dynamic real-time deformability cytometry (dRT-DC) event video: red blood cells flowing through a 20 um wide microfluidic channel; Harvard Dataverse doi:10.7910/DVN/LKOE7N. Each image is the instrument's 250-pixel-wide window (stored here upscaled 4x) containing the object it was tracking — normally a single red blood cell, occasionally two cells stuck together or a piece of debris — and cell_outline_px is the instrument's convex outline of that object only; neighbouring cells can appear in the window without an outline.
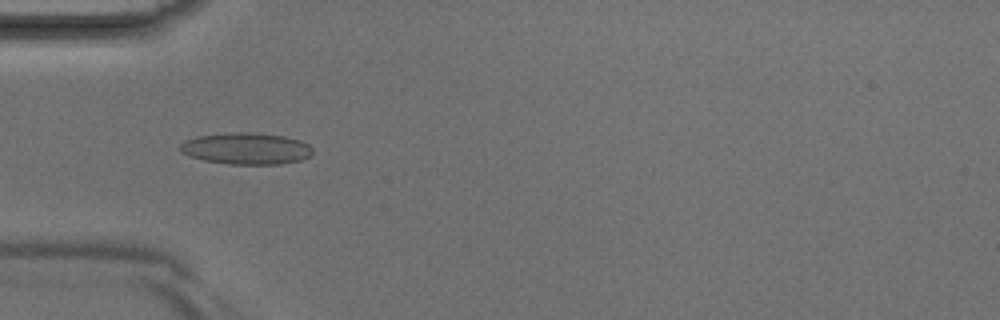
{"species": "Egyptian fruit bat (a non-hibernating species)", "species_latin": "Rousettus aegyptiacus", "temperature_condition": "room temperature", "stored_images_in_passage": 5, "camera_frame_rate_fps": 3000, "um_per_image_px": 0.085, "animal": {"sex": "male"}, "frame": {"image": 1, "passage_image": 4, "time_ms": 1.0, "image_size_px": [1000, 320], "cell_outline_px": [[312, 152], [308, 156], [300, 160], [280, 164], [228, 164], [204, 160], [188, 156], [180, 152], [180, 144], [184, 140], [196, 136], [232, 132], [252, 132], [284, 136], [300, 140], [308, 144], [312, 148]], "centroid_in_image_um": [20.89, 12.62], "position_along_channel_um": 64.1, "area_um2": 24.51}}